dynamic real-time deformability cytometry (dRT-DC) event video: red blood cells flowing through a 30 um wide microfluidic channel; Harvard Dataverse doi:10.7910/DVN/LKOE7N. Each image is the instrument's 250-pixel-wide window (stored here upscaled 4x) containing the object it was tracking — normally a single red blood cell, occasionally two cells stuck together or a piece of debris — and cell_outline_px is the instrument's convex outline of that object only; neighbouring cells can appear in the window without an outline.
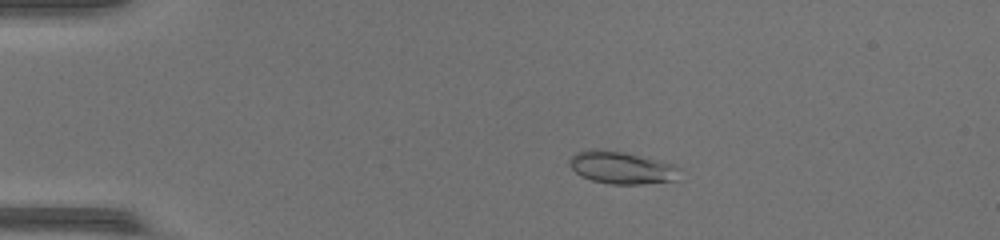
{"species": "common noctule bat (a hibernating species)", "species_latin": "Nyctalus noctula", "temperature_condition": "warm", "stored_images_in_passage": 49, "camera_frame_rate_fps": 3000, "um_per_image_px": 0.085, "animal": {"sex": "female", "body_mass_g": 17.0, "forearm_length_mm": 48.0}, "frame": {"image": 1, "passage_image": 11, "time_ms": 3.333, "image_size_px": [1000, 240], "cell_outline_px": [[680, 168], [676, 180], [640, 184], [608, 184], [592, 180], [580, 176], [568, 164], [568, 160], [576, 152], [588, 148], [624, 152], [648, 156], [676, 164]], "centroid_in_image_um": [52.85, 14.23], "position_along_channel_um": 32.2, "area_um2": 21.21}}
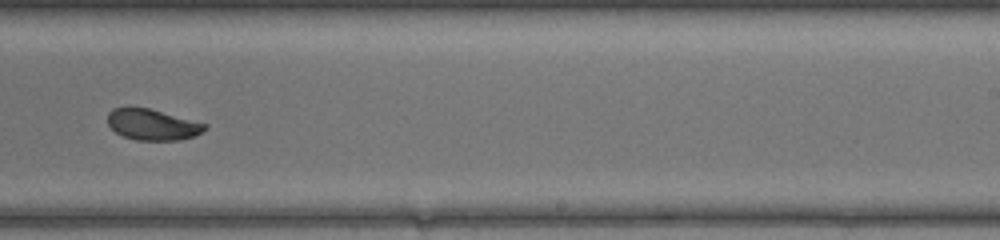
{"frame": {"image": 2, "passage_image": 32, "time_ms": 10.333, "image_size_px": [1000, 240], "cell_outline_px": [[208, 128], [196, 136], [180, 140], [136, 140], [124, 136], [116, 132], [108, 124], [108, 112], [112, 108], [128, 104], [148, 108], [208, 124]], "centroid_in_image_um": [12.94, 10.56], "position_along_channel_um": 276.1, "area_um2": 17.98}}
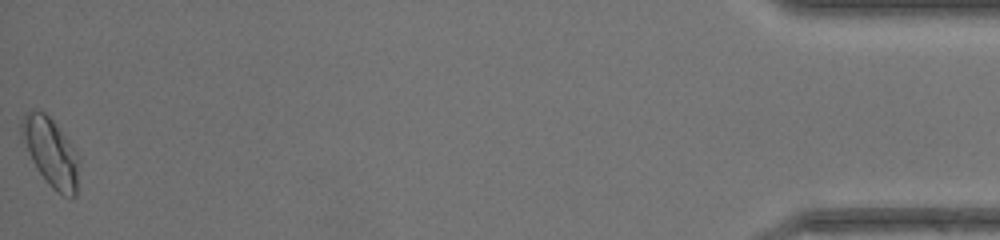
{"frame": {"image": 3, "passage_image": 49, "time_ms": 16.0, "image_size_px": [1000, 240], "cell_outline_px": [[80, 160], [76, 196], [64, 196], [52, 188], [48, 184], [36, 168], [20, 140], [20, 124], [24, 112], [32, 108], [44, 112], [52, 120], [76, 152]], "centroid_in_image_um": [4.27, 12.92], "position_along_channel_um": 430.9, "area_um2": 23.12}, "authors_computed_cell_mechanics": {"area_um2": 19.3052, "velocity_mm_per_s": 4.4051, "shape_relaxation_time_tau1_ms": 2.7865, "shape_relaxation_time_tau2_ms": 1.7536, "deformation_change_tau1": 0.11, "deformation_change_tau2": 0.0466}}